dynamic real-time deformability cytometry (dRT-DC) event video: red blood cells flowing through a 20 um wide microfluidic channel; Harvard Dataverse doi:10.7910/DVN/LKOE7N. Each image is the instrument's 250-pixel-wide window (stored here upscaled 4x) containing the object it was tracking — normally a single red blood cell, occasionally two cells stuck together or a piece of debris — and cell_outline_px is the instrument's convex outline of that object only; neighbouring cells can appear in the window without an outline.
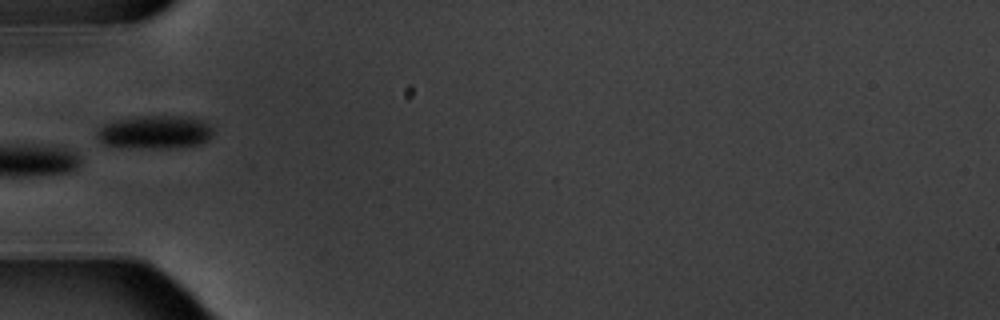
{"species": "common noctule bat (a hibernating species)", "species_latin": "Nyctalus noctula", "temperature_condition": "warm", "stored_images_in_passage": 10, "camera_frame_rate_fps": 3000, "um_per_image_px": 0.085, "animal": {"sex": "male", "body_mass_g": 20.1, "forearm_length_mm": 53.5}, "frame": {"image": 1, "passage_image": 4, "time_ms": 4.333, "image_size_px": [1000, 320], "cell_outline_px": [[212, 136], [208, 140], [200, 144], [164, 148], [140, 148], [104, 144], [100, 140], [100, 128], [104, 124], [120, 120], [140, 116], [180, 116], [200, 120], [208, 124], [212, 128]], "centroid_in_image_um": [13.23, 11.23], "position_along_channel_um": 71.8, "area_um2": 21.85}}